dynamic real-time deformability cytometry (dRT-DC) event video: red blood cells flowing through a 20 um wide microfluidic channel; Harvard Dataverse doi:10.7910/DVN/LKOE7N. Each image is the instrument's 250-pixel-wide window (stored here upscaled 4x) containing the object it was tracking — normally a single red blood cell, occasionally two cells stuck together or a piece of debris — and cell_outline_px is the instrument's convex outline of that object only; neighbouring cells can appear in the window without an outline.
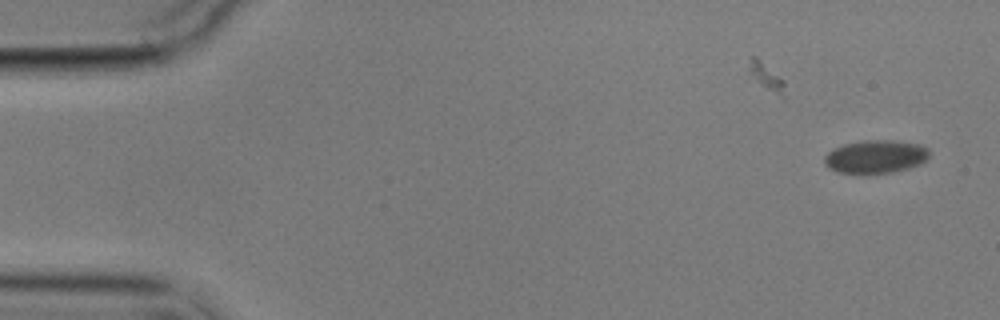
{"species": "common noctule bat (a hibernating species)", "species_latin": "Nyctalus noctula", "temperature_condition": "cold", "stored_images_in_passage": 3, "segment_of_instrument_passage": [2, 2], "camera_frame_rate_fps": 3000, "um_per_image_px": 0.085, "animal": {"sex": "male", "body_mass_g": 17.9}, "frame": {"image": 1, "passage_image": 3, "time_ms": 2.333, "image_size_px": [1000, 320], "cell_outline_px": [[928, 156], [920, 164], [908, 168], [892, 172], [836, 172], [828, 168], [824, 164], [824, 156], [828, 152], [844, 144], [864, 140], [892, 140], [920, 144], [928, 148]], "centroid_in_image_um": [74.41, 13.3], "position_along_channel_um": 10.6, "area_um2": 19.94}}